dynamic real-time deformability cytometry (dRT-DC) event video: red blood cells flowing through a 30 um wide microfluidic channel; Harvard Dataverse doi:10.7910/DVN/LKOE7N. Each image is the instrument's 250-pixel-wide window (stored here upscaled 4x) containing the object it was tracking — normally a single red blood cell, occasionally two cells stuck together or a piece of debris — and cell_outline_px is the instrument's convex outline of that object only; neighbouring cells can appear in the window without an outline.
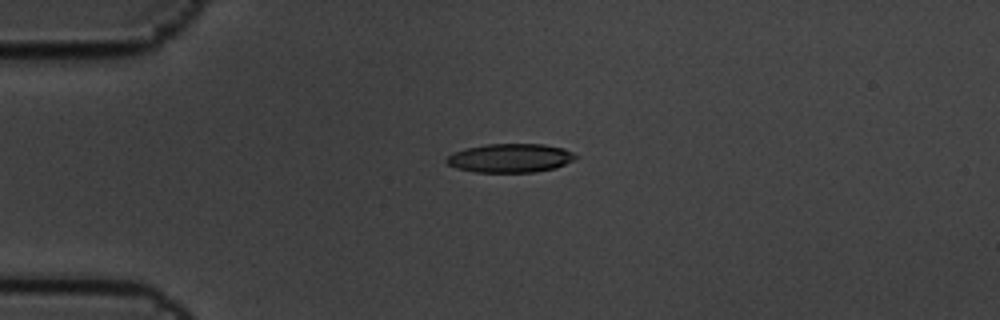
{"species": "common noctule bat (a hibernating species)", "species_latin": "Nyctalus noctula", "temperature_condition": "cold", "stored_images_in_passage": 6, "camera_frame_rate_fps": 3000, "um_per_image_px": 0.085, "animal": {"sex": "male", "body_mass_g": 19.5, "forearm_length_mm": 54.6}, "frame": {"image": 1, "passage_image": 5, "time_ms": 1.333, "image_size_px": [1000, 320], "cell_outline_px": [[580, 156], [556, 168], [532, 172], [476, 172], [456, 168], [448, 164], [444, 160], [448, 156], [456, 152], [468, 148], [488, 144], [544, 144], [564, 148]], "centroid_in_image_um": [43.4, 13.43], "position_along_channel_um": 41.6, "area_um2": 21.5}}